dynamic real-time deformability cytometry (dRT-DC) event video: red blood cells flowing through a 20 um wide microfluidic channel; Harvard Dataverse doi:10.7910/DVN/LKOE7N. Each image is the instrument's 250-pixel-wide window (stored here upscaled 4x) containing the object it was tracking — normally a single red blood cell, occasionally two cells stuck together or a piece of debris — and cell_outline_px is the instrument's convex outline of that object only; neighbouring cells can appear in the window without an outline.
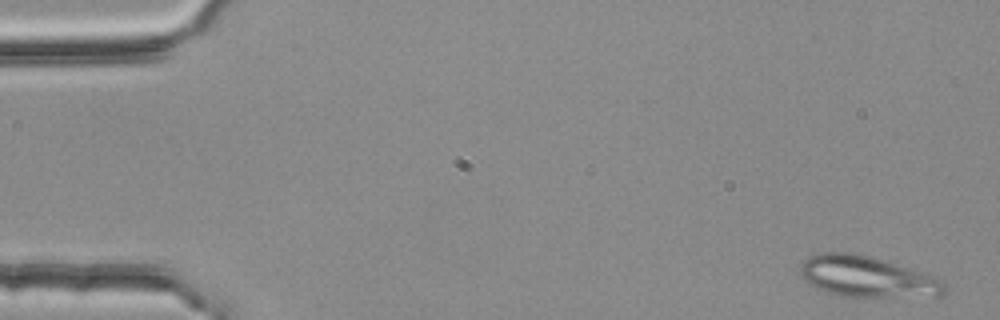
{"species": "common noctule bat (a hibernating species)", "species_latin": "Nyctalus noctula", "temperature_condition": "room temperature", "stored_images_in_passage": 52, "segment_of_instrument_passage": [1, 2], "camera_frame_rate_fps": 3000, "um_per_image_px": 0.085, "animal": {"sex": "female", "body_mass_g": 25.1}, "frame": {"image": 1, "passage_image": 2, "time_ms": 0.333, "image_size_px": [1000, 320], "cell_outline_px": [[944, 292], [940, 296], [840, 296], [824, 292], [808, 284], [800, 276], [800, 264], [808, 256], [820, 252], [852, 252], [868, 256], [920, 272], [944, 280]], "centroid_in_image_um": [73.59, 23.52], "position_along_channel_um": 11.4, "area_um2": 34.1}}